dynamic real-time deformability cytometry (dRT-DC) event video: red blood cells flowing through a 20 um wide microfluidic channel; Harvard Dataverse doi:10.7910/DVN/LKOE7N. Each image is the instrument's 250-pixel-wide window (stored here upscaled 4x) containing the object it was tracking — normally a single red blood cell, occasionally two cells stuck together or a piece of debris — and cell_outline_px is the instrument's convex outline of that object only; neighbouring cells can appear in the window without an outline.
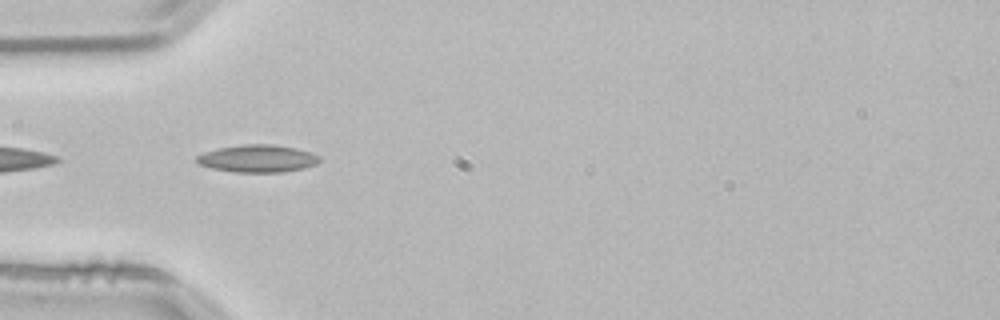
{"species": "common noctule bat (a hibernating species)", "species_latin": "Nyctalus noctula", "temperature_condition": "room temperature", "stored_images_in_passage": 5, "camera_frame_rate_fps": 3000, "um_per_image_px": 0.085, "animal": {"sex": "male", "body_mass_g": 21.5, "forearm_length_mm": 52.0}, "frame": {"image": 1, "passage_image": 2, "time_ms": 0.333, "image_size_px": [1000, 320], "cell_outline_px": [[320, 160], [316, 164], [304, 168], [284, 172], [236, 172], [212, 168], [200, 164], [196, 160], [196, 156], [204, 152], [220, 148], [244, 144], [272, 144], [296, 148], [320, 156]], "centroid_in_image_um": [21.91, 13.48], "position_along_channel_um": 63.1, "area_um2": 19.48}}